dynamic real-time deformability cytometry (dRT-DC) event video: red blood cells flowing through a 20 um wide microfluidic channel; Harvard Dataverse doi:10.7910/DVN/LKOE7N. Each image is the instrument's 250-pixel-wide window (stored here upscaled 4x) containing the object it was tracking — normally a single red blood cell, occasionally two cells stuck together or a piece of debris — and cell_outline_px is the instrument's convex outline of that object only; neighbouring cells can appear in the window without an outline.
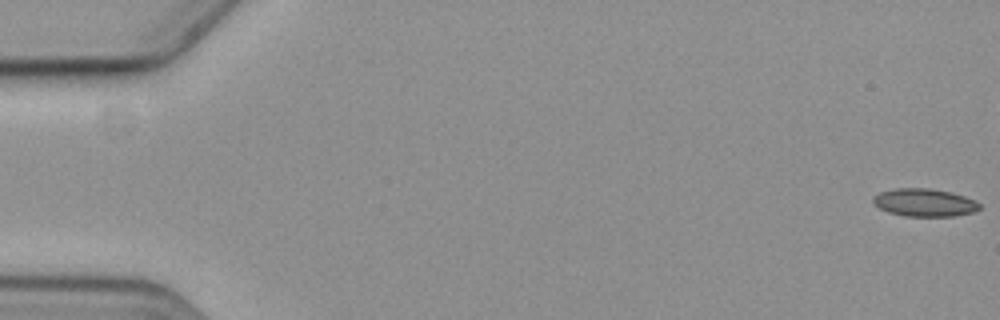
{"species": "common noctule bat (a hibernating species)", "species_latin": "Nyctalus noctula", "temperature_condition": "cold", "stored_images_in_passage": 4, "camera_frame_rate_fps": 3000, "um_per_image_px": 0.085, "animal": {"sex": "female", "body_mass_g": 19.3, "forearm_length_mm": 54.1}, "frame": {"image": 1, "passage_image": 1, "time_ms": 0.0, "image_size_px": [1000, 320], "cell_outline_px": [[980, 208], [972, 212], [952, 216], [904, 216], [888, 212], [880, 208], [872, 200], [872, 196], [880, 192], [896, 188], [932, 188], [964, 196], [976, 200], [980, 204]], "centroid_in_image_um": [78.56, 17.21], "position_along_channel_um": 6.4, "area_um2": 17.17}}